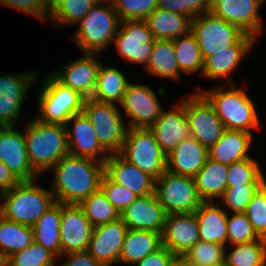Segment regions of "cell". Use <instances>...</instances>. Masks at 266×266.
Listing matches in <instances>:
<instances>
[{
    "instance_id": "cell-10",
    "label": "cell",
    "mask_w": 266,
    "mask_h": 266,
    "mask_svg": "<svg viewBox=\"0 0 266 266\" xmlns=\"http://www.w3.org/2000/svg\"><path fill=\"white\" fill-rule=\"evenodd\" d=\"M191 32L201 49L203 58L226 50L237 43L246 33L211 12L198 15L192 20Z\"/></svg>"
},
{
    "instance_id": "cell-29",
    "label": "cell",
    "mask_w": 266,
    "mask_h": 266,
    "mask_svg": "<svg viewBox=\"0 0 266 266\" xmlns=\"http://www.w3.org/2000/svg\"><path fill=\"white\" fill-rule=\"evenodd\" d=\"M194 179L203 202H219L227 188L228 165L208 158Z\"/></svg>"
},
{
    "instance_id": "cell-17",
    "label": "cell",
    "mask_w": 266,
    "mask_h": 266,
    "mask_svg": "<svg viewBox=\"0 0 266 266\" xmlns=\"http://www.w3.org/2000/svg\"><path fill=\"white\" fill-rule=\"evenodd\" d=\"M93 228L79 205L61 204V255L87 251Z\"/></svg>"
},
{
    "instance_id": "cell-46",
    "label": "cell",
    "mask_w": 266,
    "mask_h": 266,
    "mask_svg": "<svg viewBox=\"0 0 266 266\" xmlns=\"http://www.w3.org/2000/svg\"><path fill=\"white\" fill-rule=\"evenodd\" d=\"M245 215L260 238L266 239V183L248 203Z\"/></svg>"
},
{
    "instance_id": "cell-12",
    "label": "cell",
    "mask_w": 266,
    "mask_h": 266,
    "mask_svg": "<svg viewBox=\"0 0 266 266\" xmlns=\"http://www.w3.org/2000/svg\"><path fill=\"white\" fill-rule=\"evenodd\" d=\"M121 25V29H120ZM112 44L120 56L146 68L154 47V37L145 20L121 21Z\"/></svg>"
},
{
    "instance_id": "cell-42",
    "label": "cell",
    "mask_w": 266,
    "mask_h": 266,
    "mask_svg": "<svg viewBox=\"0 0 266 266\" xmlns=\"http://www.w3.org/2000/svg\"><path fill=\"white\" fill-rule=\"evenodd\" d=\"M57 260L52 252L33 242L9 256V266H57Z\"/></svg>"
},
{
    "instance_id": "cell-47",
    "label": "cell",
    "mask_w": 266,
    "mask_h": 266,
    "mask_svg": "<svg viewBox=\"0 0 266 266\" xmlns=\"http://www.w3.org/2000/svg\"><path fill=\"white\" fill-rule=\"evenodd\" d=\"M100 189L120 214L139 197L126 187L113 182L105 173L101 179Z\"/></svg>"
},
{
    "instance_id": "cell-34",
    "label": "cell",
    "mask_w": 266,
    "mask_h": 266,
    "mask_svg": "<svg viewBox=\"0 0 266 266\" xmlns=\"http://www.w3.org/2000/svg\"><path fill=\"white\" fill-rule=\"evenodd\" d=\"M146 73L156 77L179 81L181 72L176 59L173 40H155Z\"/></svg>"
},
{
    "instance_id": "cell-8",
    "label": "cell",
    "mask_w": 266,
    "mask_h": 266,
    "mask_svg": "<svg viewBox=\"0 0 266 266\" xmlns=\"http://www.w3.org/2000/svg\"><path fill=\"white\" fill-rule=\"evenodd\" d=\"M120 154L155 180L166 170L167 156L149 128L129 127Z\"/></svg>"
},
{
    "instance_id": "cell-39",
    "label": "cell",
    "mask_w": 266,
    "mask_h": 266,
    "mask_svg": "<svg viewBox=\"0 0 266 266\" xmlns=\"http://www.w3.org/2000/svg\"><path fill=\"white\" fill-rule=\"evenodd\" d=\"M79 206L94 227L116 221L120 218V213L107 200L106 195L101 189L85 198Z\"/></svg>"
},
{
    "instance_id": "cell-24",
    "label": "cell",
    "mask_w": 266,
    "mask_h": 266,
    "mask_svg": "<svg viewBox=\"0 0 266 266\" xmlns=\"http://www.w3.org/2000/svg\"><path fill=\"white\" fill-rule=\"evenodd\" d=\"M104 173L115 183L137 196L155 193V179L127 161L120 153L110 154L104 162Z\"/></svg>"
},
{
    "instance_id": "cell-5",
    "label": "cell",
    "mask_w": 266,
    "mask_h": 266,
    "mask_svg": "<svg viewBox=\"0 0 266 266\" xmlns=\"http://www.w3.org/2000/svg\"><path fill=\"white\" fill-rule=\"evenodd\" d=\"M120 19L110 0H101L76 24L73 38L83 53L107 50L118 32Z\"/></svg>"
},
{
    "instance_id": "cell-32",
    "label": "cell",
    "mask_w": 266,
    "mask_h": 266,
    "mask_svg": "<svg viewBox=\"0 0 266 266\" xmlns=\"http://www.w3.org/2000/svg\"><path fill=\"white\" fill-rule=\"evenodd\" d=\"M130 80L118 68L100 64L92 99L120 106Z\"/></svg>"
},
{
    "instance_id": "cell-7",
    "label": "cell",
    "mask_w": 266,
    "mask_h": 266,
    "mask_svg": "<svg viewBox=\"0 0 266 266\" xmlns=\"http://www.w3.org/2000/svg\"><path fill=\"white\" fill-rule=\"evenodd\" d=\"M82 112L92 123L100 145L109 154L120 153L129 127L119 106L90 98L85 99Z\"/></svg>"
},
{
    "instance_id": "cell-52",
    "label": "cell",
    "mask_w": 266,
    "mask_h": 266,
    "mask_svg": "<svg viewBox=\"0 0 266 266\" xmlns=\"http://www.w3.org/2000/svg\"><path fill=\"white\" fill-rule=\"evenodd\" d=\"M20 181L0 161V194L10 191Z\"/></svg>"
},
{
    "instance_id": "cell-13",
    "label": "cell",
    "mask_w": 266,
    "mask_h": 266,
    "mask_svg": "<svg viewBox=\"0 0 266 266\" xmlns=\"http://www.w3.org/2000/svg\"><path fill=\"white\" fill-rule=\"evenodd\" d=\"M130 128H150L164 110L157 94L144 84L129 83L120 104Z\"/></svg>"
},
{
    "instance_id": "cell-33",
    "label": "cell",
    "mask_w": 266,
    "mask_h": 266,
    "mask_svg": "<svg viewBox=\"0 0 266 266\" xmlns=\"http://www.w3.org/2000/svg\"><path fill=\"white\" fill-rule=\"evenodd\" d=\"M61 203L56 202L32 226L34 242L61 256L60 243Z\"/></svg>"
},
{
    "instance_id": "cell-1",
    "label": "cell",
    "mask_w": 266,
    "mask_h": 266,
    "mask_svg": "<svg viewBox=\"0 0 266 266\" xmlns=\"http://www.w3.org/2000/svg\"><path fill=\"white\" fill-rule=\"evenodd\" d=\"M53 183L50 188L56 202L79 205L100 189L104 163L98 160L66 155L51 169Z\"/></svg>"
},
{
    "instance_id": "cell-3",
    "label": "cell",
    "mask_w": 266,
    "mask_h": 266,
    "mask_svg": "<svg viewBox=\"0 0 266 266\" xmlns=\"http://www.w3.org/2000/svg\"><path fill=\"white\" fill-rule=\"evenodd\" d=\"M229 88L219 84L210 90L197 88L195 91L201 92L212 104L225 129L247 133H252L251 130L254 129H260V118L254 101L243 88H236L235 84H231Z\"/></svg>"
},
{
    "instance_id": "cell-6",
    "label": "cell",
    "mask_w": 266,
    "mask_h": 266,
    "mask_svg": "<svg viewBox=\"0 0 266 266\" xmlns=\"http://www.w3.org/2000/svg\"><path fill=\"white\" fill-rule=\"evenodd\" d=\"M48 74L37 90L35 98L40 114L35 118L44 123L66 125L70 117L83 111L85 98Z\"/></svg>"
},
{
    "instance_id": "cell-36",
    "label": "cell",
    "mask_w": 266,
    "mask_h": 266,
    "mask_svg": "<svg viewBox=\"0 0 266 266\" xmlns=\"http://www.w3.org/2000/svg\"><path fill=\"white\" fill-rule=\"evenodd\" d=\"M176 59L182 74H202L204 58L194 34L190 31L173 40Z\"/></svg>"
},
{
    "instance_id": "cell-40",
    "label": "cell",
    "mask_w": 266,
    "mask_h": 266,
    "mask_svg": "<svg viewBox=\"0 0 266 266\" xmlns=\"http://www.w3.org/2000/svg\"><path fill=\"white\" fill-rule=\"evenodd\" d=\"M266 178L256 159L246 158L228 165L227 187L264 185Z\"/></svg>"
},
{
    "instance_id": "cell-2",
    "label": "cell",
    "mask_w": 266,
    "mask_h": 266,
    "mask_svg": "<svg viewBox=\"0 0 266 266\" xmlns=\"http://www.w3.org/2000/svg\"><path fill=\"white\" fill-rule=\"evenodd\" d=\"M27 155L32 168L41 175L69 154L65 125L33 119L24 131Z\"/></svg>"
},
{
    "instance_id": "cell-38",
    "label": "cell",
    "mask_w": 266,
    "mask_h": 266,
    "mask_svg": "<svg viewBox=\"0 0 266 266\" xmlns=\"http://www.w3.org/2000/svg\"><path fill=\"white\" fill-rule=\"evenodd\" d=\"M232 246L230 253L225 249V260L229 266H266V239Z\"/></svg>"
},
{
    "instance_id": "cell-35",
    "label": "cell",
    "mask_w": 266,
    "mask_h": 266,
    "mask_svg": "<svg viewBox=\"0 0 266 266\" xmlns=\"http://www.w3.org/2000/svg\"><path fill=\"white\" fill-rule=\"evenodd\" d=\"M34 242L31 226L7 220L0 215V251L8 257Z\"/></svg>"
},
{
    "instance_id": "cell-44",
    "label": "cell",
    "mask_w": 266,
    "mask_h": 266,
    "mask_svg": "<svg viewBox=\"0 0 266 266\" xmlns=\"http://www.w3.org/2000/svg\"><path fill=\"white\" fill-rule=\"evenodd\" d=\"M228 215L227 213V243L235 245L260 239L245 213H232L231 216Z\"/></svg>"
},
{
    "instance_id": "cell-23",
    "label": "cell",
    "mask_w": 266,
    "mask_h": 266,
    "mask_svg": "<svg viewBox=\"0 0 266 266\" xmlns=\"http://www.w3.org/2000/svg\"><path fill=\"white\" fill-rule=\"evenodd\" d=\"M166 156L184 139L190 136L189 124L184 110V97L173 108L163 110L149 128Z\"/></svg>"
},
{
    "instance_id": "cell-22",
    "label": "cell",
    "mask_w": 266,
    "mask_h": 266,
    "mask_svg": "<svg viewBox=\"0 0 266 266\" xmlns=\"http://www.w3.org/2000/svg\"><path fill=\"white\" fill-rule=\"evenodd\" d=\"M65 126L70 155L88 157L103 163L109 157L110 154L98 142L96 131L83 112L70 117Z\"/></svg>"
},
{
    "instance_id": "cell-50",
    "label": "cell",
    "mask_w": 266,
    "mask_h": 266,
    "mask_svg": "<svg viewBox=\"0 0 266 266\" xmlns=\"http://www.w3.org/2000/svg\"><path fill=\"white\" fill-rule=\"evenodd\" d=\"M178 257L162 246L157 251L148 254L144 259L134 266H175Z\"/></svg>"
},
{
    "instance_id": "cell-18",
    "label": "cell",
    "mask_w": 266,
    "mask_h": 266,
    "mask_svg": "<svg viewBox=\"0 0 266 266\" xmlns=\"http://www.w3.org/2000/svg\"><path fill=\"white\" fill-rule=\"evenodd\" d=\"M128 226L119 218L116 221L95 226L87 252L104 266L119 262Z\"/></svg>"
},
{
    "instance_id": "cell-45",
    "label": "cell",
    "mask_w": 266,
    "mask_h": 266,
    "mask_svg": "<svg viewBox=\"0 0 266 266\" xmlns=\"http://www.w3.org/2000/svg\"><path fill=\"white\" fill-rule=\"evenodd\" d=\"M263 185H239L227 187L219 199L221 206L226 205L233 213H244L248 203ZM222 200V201H221Z\"/></svg>"
},
{
    "instance_id": "cell-4",
    "label": "cell",
    "mask_w": 266,
    "mask_h": 266,
    "mask_svg": "<svg viewBox=\"0 0 266 266\" xmlns=\"http://www.w3.org/2000/svg\"><path fill=\"white\" fill-rule=\"evenodd\" d=\"M32 181H20L10 191L0 194V215L10 221L33 226L55 203L51 189Z\"/></svg>"
},
{
    "instance_id": "cell-11",
    "label": "cell",
    "mask_w": 266,
    "mask_h": 266,
    "mask_svg": "<svg viewBox=\"0 0 266 266\" xmlns=\"http://www.w3.org/2000/svg\"><path fill=\"white\" fill-rule=\"evenodd\" d=\"M184 110L190 136L201 145L209 149L221 138L225 126L212 104L201 92H192L184 98Z\"/></svg>"
},
{
    "instance_id": "cell-41",
    "label": "cell",
    "mask_w": 266,
    "mask_h": 266,
    "mask_svg": "<svg viewBox=\"0 0 266 266\" xmlns=\"http://www.w3.org/2000/svg\"><path fill=\"white\" fill-rule=\"evenodd\" d=\"M226 246L212 242H197L181 258L193 266H211L225 260Z\"/></svg>"
},
{
    "instance_id": "cell-15",
    "label": "cell",
    "mask_w": 266,
    "mask_h": 266,
    "mask_svg": "<svg viewBox=\"0 0 266 266\" xmlns=\"http://www.w3.org/2000/svg\"><path fill=\"white\" fill-rule=\"evenodd\" d=\"M265 2L266 0H211L210 12L259 39V35L264 32L259 9Z\"/></svg>"
},
{
    "instance_id": "cell-26",
    "label": "cell",
    "mask_w": 266,
    "mask_h": 266,
    "mask_svg": "<svg viewBox=\"0 0 266 266\" xmlns=\"http://www.w3.org/2000/svg\"><path fill=\"white\" fill-rule=\"evenodd\" d=\"M208 158V148L189 136L167 155L166 170L194 178Z\"/></svg>"
},
{
    "instance_id": "cell-51",
    "label": "cell",
    "mask_w": 266,
    "mask_h": 266,
    "mask_svg": "<svg viewBox=\"0 0 266 266\" xmlns=\"http://www.w3.org/2000/svg\"><path fill=\"white\" fill-rule=\"evenodd\" d=\"M61 258L65 260L59 266H104L95 260L87 251L63 254L58 260Z\"/></svg>"
},
{
    "instance_id": "cell-30",
    "label": "cell",
    "mask_w": 266,
    "mask_h": 266,
    "mask_svg": "<svg viewBox=\"0 0 266 266\" xmlns=\"http://www.w3.org/2000/svg\"><path fill=\"white\" fill-rule=\"evenodd\" d=\"M161 247V233L148 230L128 229L118 263L133 266L135 263L144 259L148 254L157 251Z\"/></svg>"
},
{
    "instance_id": "cell-16",
    "label": "cell",
    "mask_w": 266,
    "mask_h": 266,
    "mask_svg": "<svg viewBox=\"0 0 266 266\" xmlns=\"http://www.w3.org/2000/svg\"><path fill=\"white\" fill-rule=\"evenodd\" d=\"M0 161L19 181L38 179L28 159L24 132L16 125L0 127Z\"/></svg>"
},
{
    "instance_id": "cell-14",
    "label": "cell",
    "mask_w": 266,
    "mask_h": 266,
    "mask_svg": "<svg viewBox=\"0 0 266 266\" xmlns=\"http://www.w3.org/2000/svg\"><path fill=\"white\" fill-rule=\"evenodd\" d=\"M37 78L35 71L18 74L0 72V127L15 126L20 120L22 105Z\"/></svg>"
},
{
    "instance_id": "cell-31",
    "label": "cell",
    "mask_w": 266,
    "mask_h": 266,
    "mask_svg": "<svg viewBox=\"0 0 266 266\" xmlns=\"http://www.w3.org/2000/svg\"><path fill=\"white\" fill-rule=\"evenodd\" d=\"M145 21L155 40H174L191 31L190 17L159 8H156Z\"/></svg>"
},
{
    "instance_id": "cell-53",
    "label": "cell",
    "mask_w": 266,
    "mask_h": 266,
    "mask_svg": "<svg viewBox=\"0 0 266 266\" xmlns=\"http://www.w3.org/2000/svg\"><path fill=\"white\" fill-rule=\"evenodd\" d=\"M0 266H9V257L0 251Z\"/></svg>"
},
{
    "instance_id": "cell-43",
    "label": "cell",
    "mask_w": 266,
    "mask_h": 266,
    "mask_svg": "<svg viewBox=\"0 0 266 266\" xmlns=\"http://www.w3.org/2000/svg\"><path fill=\"white\" fill-rule=\"evenodd\" d=\"M110 1L120 21L145 20L157 8V0Z\"/></svg>"
},
{
    "instance_id": "cell-54",
    "label": "cell",
    "mask_w": 266,
    "mask_h": 266,
    "mask_svg": "<svg viewBox=\"0 0 266 266\" xmlns=\"http://www.w3.org/2000/svg\"><path fill=\"white\" fill-rule=\"evenodd\" d=\"M175 266H193L191 264H188L187 262H185L181 257H178Z\"/></svg>"
},
{
    "instance_id": "cell-37",
    "label": "cell",
    "mask_w": 266,
    "mask_h": 266,
    "mask_svg": "<svg viewBox=\"0 0 266 266\" xmlns=\"http://www.w3.org/2000/svg\"><path fill=\"white\" fill-rule=\"evenodd\" d=\"M101 0H50L48 19L58 26L76 25Z\"/></svg>"
},
{
    "instance_id": "cell-27",
    "label": "cell",
    "mask_w": 266,
    "mask_h": 266,
    "mask_svg": "<svg viewBox=\"0 0 266 266\" xmlns=\"http://www.w3.org/2000/svg\"><path fill=\"white\" fill-rule=\"evenodd\" d=\"M253 133L225 129L221 138L208 149L209 158L222 164L241 161L249 156Z\"/></svg>"
},
{
    "instance_id": "cell-9",
    "label": "cell",
    "mask_w": 266,
    "mask_h": 266,
    "mask_svg": "<svg viewBox=\"0 0 266 266\" xmlns=\"http://www.w3.org/2000/svg\"><path fill=\"white\" fill-rule=\"evenodd\" d=\"M155 195L167 215L195 212L203 203L193 177L168 170L156 179Z\"/></svg>"
},
{
    "instance_id": "cell-21",
    "label": "cell",
    "mask_w": 266,
    "mask_h": 266,
    "mask_svg": "<svg viewBox=\"0 0 266 266\" xmlns=\"http://www.w3.org/2000/svg\"><path fill=\"white\" fill-rule=\"evenodd\" d=\"M258 39L245 34L237 43L204 59L202 75L208 80L226 79V84H235L231 74L240 66Z\"/></svg>"
},
{
    "instance_id": "cell-20",
    "label": "cell",
    "mask_w": 266,
    "mask_h": 266,
    "mask_svg": "<svg viewBox=\"0 0 266 266\" xmlns=\"http://www.w3.org/2000/svg\"><path fill=\"white\" fill-rule=\"evenodd\" d=\"M99 54L84 53L76 61L50 72L60 83L79 93L85 99L92 97L101 62ZM62 68V69H61Z\"/></svg>"
},
{
    "instance_id": "cell-25",
    "label": "cell",
    "mask_w": 266,
    "mask_h": 266,
    "mask_svg": "<svg viewBox=\"0 0 266 266\" xmlns=\"http://www.w3.org/2000/svg\"><path fill=\"white\" fill-rule=\"evenodd\" d=\"M166 212L155 193L137 197L120 218L128 229L148 230L162 233Z\"/></svg>"
},
{
    "instance_id": "cell-28",
    "label": "cell",
    "mask_w": 266,
    "mask_h": 266,
    "mask_svg": "<svg viewBox=\"0 0 266 266\" xmlns=\"http://www.w3.org/2000/svg\"><path fill=\"white\" fill-rule=\"evenodd\" d=\"M219 202H203L194 212L199 225L200 241L227 245V211Z\"/></svg>"
},
{
    "instance_id": "cell-55",
    "label": "cell",
    "mask_w": 266,
    "mask_h": 266,
    "mask_svg": "<svg viewBox=\"0 0 266 266\" xmlns=\"http://www.w3.org/2000/svg\"><path fill=\"white\" fill-rule=\"evenodd\" d=\"M211 266H229L226 262V260L220 262V263H217V264H214V265H211Z\"/></svg>"
},
{
    "instance_id": "cell-19",
    "label": "cell",
    "mask_w": 266,
    "mask_h": 266,
    "mask_svg": "<svg viewBox=\"0 0 266 266\" xmlns=\"http://www.w3.org/2000/svg\"><path fill=\"white\" fill-rule=\"evenodd\" d=\"M162 246L177 257L200 241L198 219L194 212L168 214L161 233Z\"/></svg>"
},
{
    "instance_id": "cell-48",
    "label": "cell",
    "mask_w": 266,
    "mask_h": 266,
    "mask_svg": "<svg viewBox=\"0 0 266 266\" xmlns=\"http://www.w3.org/2000/svg\"><path fill=\"white\" fill-rule=\"evenodd\" d=\"M211 0H157V8L181 13L192 20L206 12H210Z\"/></svg>"
},
{
    "instance_id": "cell-49",
    "label": "cell",
    "mask_w": 266,
    "mask_h": 266,
    "mask_svg": "<svg viewBox=\"0 0 266 266\" xmlns=\"http://www.w3.org/2000/svg\"><path fill=\"white\" fill-rule=\"evenodd\" d=\"M0 4L20 10L40 21H47L50 13V0H0Z\"/></svg>"
}]
</instances>
